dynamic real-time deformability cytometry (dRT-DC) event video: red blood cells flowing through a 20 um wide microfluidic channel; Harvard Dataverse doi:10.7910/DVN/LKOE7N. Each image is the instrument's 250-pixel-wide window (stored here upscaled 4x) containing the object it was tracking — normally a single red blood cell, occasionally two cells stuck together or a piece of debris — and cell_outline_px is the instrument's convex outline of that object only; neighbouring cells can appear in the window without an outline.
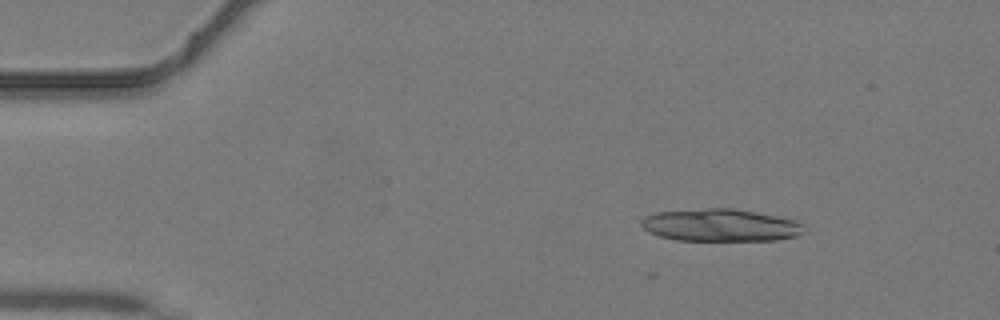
{"species": "common noctule bat (a hibernating species)", "species_latin": "Nyctalus noctula", "temperature_condition": "warm", "stored_images_in_passage": 2, "camera_frame_rate_fps": 3000, "um_per_image_px": 0.085, "animal": {"sex": "male", "body_mass_g": 19.2, "forearm_length_mm": 51.8}, "frame": {"image": 1, "passage_image": 2, "time_ms": 0.333, "image_size_px": [1000, 320], "cell_outline_px": [[804, 224], [800, 232], [796, 236], [776, 240], [676, 240], [660, 236], [648, 232], [640, 224], [640, 220], [644, 216], [656, 212], [708, 208], [732, 208], [776, 216], [796, 220]], "centroid_in_image_um": [61.19, 19.13], "position_along_channel_um": 23.8, "area_um2": 30.58}}